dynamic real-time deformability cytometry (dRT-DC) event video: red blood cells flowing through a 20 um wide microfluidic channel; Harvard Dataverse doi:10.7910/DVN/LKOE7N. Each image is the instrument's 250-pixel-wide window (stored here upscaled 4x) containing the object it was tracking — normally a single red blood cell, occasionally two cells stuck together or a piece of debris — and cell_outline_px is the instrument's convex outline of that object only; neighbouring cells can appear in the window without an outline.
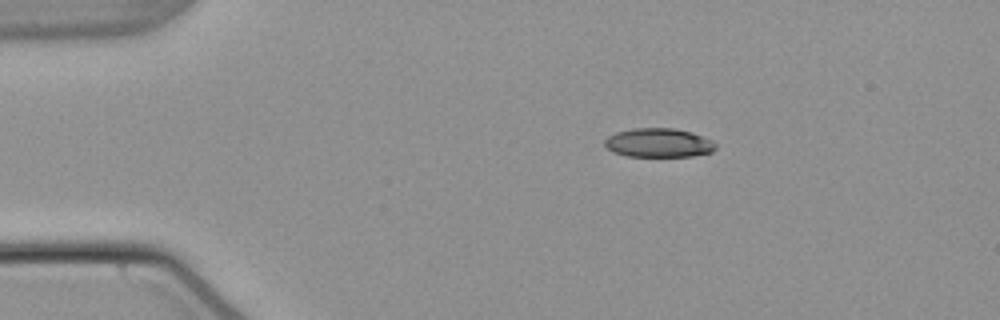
{"species": "common noctule bat (a hibernating species)", "species_latin": "Nyctalus noctula", "temperature_condition": "warm", "stored_images_in_passage": 45, "camera_frame_rate_fps": 3000, "um_per_image_px": 0.085, "animal": {"sex": "male", "body_mass_g": 21.5, "forearm_length_mm": 52.0}, "frame": {"image": 1, "passage_image": 1, "time_ms": 0.0, "image_size_px": [1000, 320], "cell_outline_px": [[716, 148], [712, 152], [692, 156], [628, 156], [612, 152], [604, 144], [604, 140], [608, 136], [616, 132], [632, 128], [672, 128], [692, 132], [712, 140], [716, 144]], "centroid_in_image_um": [55.98, 12.13], "position_along_channel_um": 29.0, "area_um2": 18.79}}
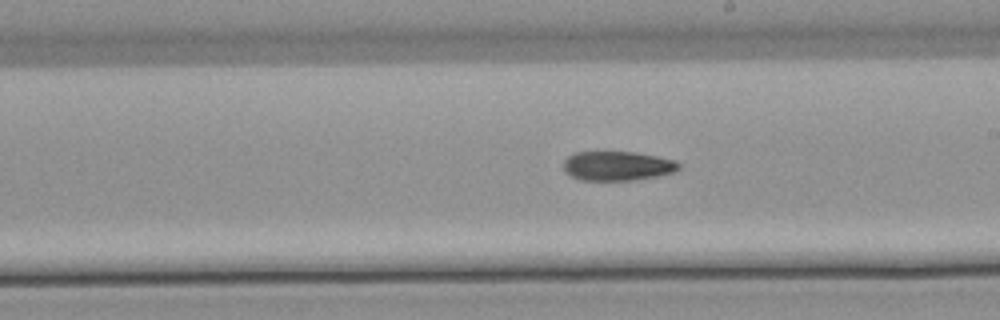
{"frame": {"image": 2, "passage_image": 22, "time_ms": 7.0, "image_size_px": [1000, 320], "cell_outline_px": [[680, 168], [676, 172], [636, 180], [580, 180], [564, 172], [564, 160], [568, 156], [576, 152], [636, 152], [676, 160], [680, 164]], "centroid_in_image_um": [52.5, 14.1], "position_along_channel_um": 236.5, "area_um2": 19.83}}
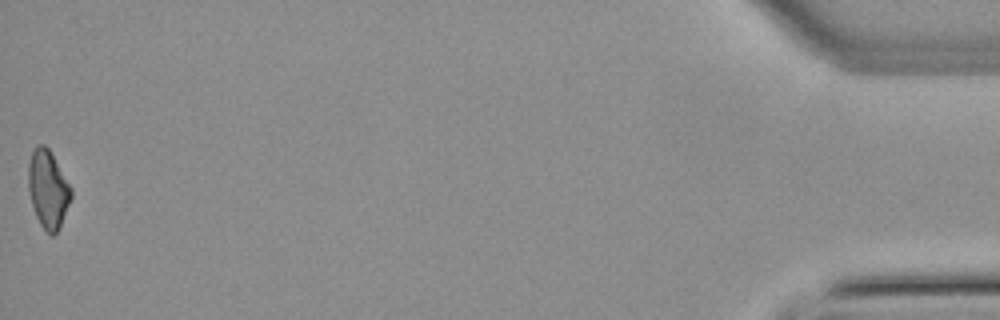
{"frame": {"image": 3, "passage_image": 45, "time_ms": 14.667, "image_size_px": [1000, 320], "cell_outline_px": [[72, 196], [60, 228], [52, 236], [40, 224], [36, 216], [32, 204], [28, 188], [28, 164], [32, 152], [36, 144], [44, 144], [48, 148], [72, 188]], "centroid_in_image_um": [4.08, 16.07], "position_along_channel_um": 431.1, "area_um2": 19.31}}